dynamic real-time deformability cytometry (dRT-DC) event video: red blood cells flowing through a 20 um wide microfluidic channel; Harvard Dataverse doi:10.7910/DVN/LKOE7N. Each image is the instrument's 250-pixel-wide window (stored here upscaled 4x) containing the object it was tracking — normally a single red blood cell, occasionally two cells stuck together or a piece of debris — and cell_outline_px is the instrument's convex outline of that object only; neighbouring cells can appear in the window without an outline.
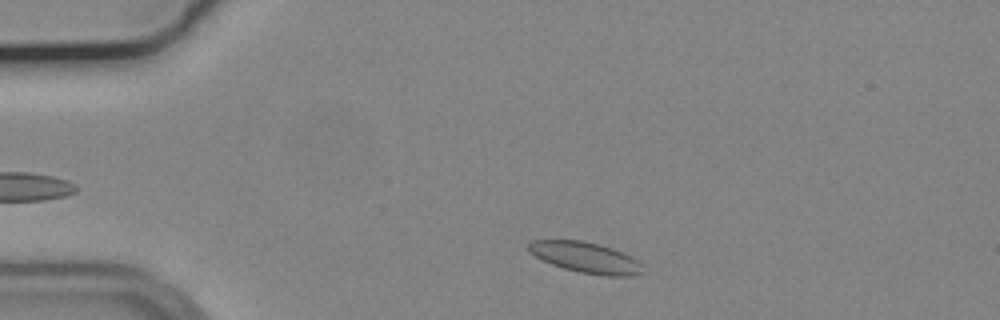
{"species": "common noctule bat (a hibernating species)", "species_latin": "Nyctalus noctula", "temperature_condition": "cold", "stored_images_in_passage": 42, "camera_frame_rate_fps": 3000, "um_per_image_px": 0.085, "animal": {"sex": "male", "body_mass_g": 19.2, "forearm_length_mm": 51.8}, "frame": {"image": 1, "passage_image": 4, "time_ms": 1.0, "image_size_px": [1000, 320], "cell_outline_px": [[644, 264], [640, 272], [632, 276], [604, 276], [580, 272], [564, 268], [552, 264], [528, 252], [528, 244], [532, 240], [584, 240], [600, 244], [612, 248], [632, 256], [640, 260]], "centroid_in_image_um": [49.82, 21.88], "position_along_channel_um": 35.2, "area_um2": 20.58}}
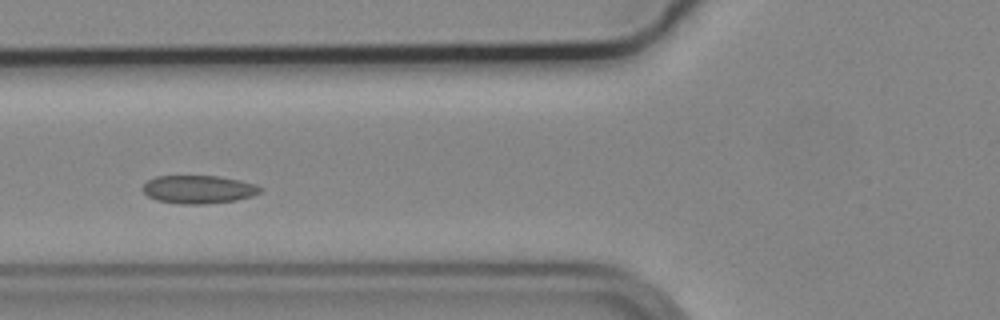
{"frame": {"image": 2, "passage_image": 14, "time_ms": 4.333, "image_size_px": [1000, 320], "cell_outline_px": [[264, 188], [260, 192], [252, 196], [236, 200], [204, 204], [180, 204], [156, 200], [148, 196], [144, 192], [144, 184], [148, 180], [156, 176], [220, 176], [240, 180], [256, 184]], "centroid_in_image_um": [16.9, 16.1], "position_along_channel_um": 108.9, "area_um2": 19.31}}
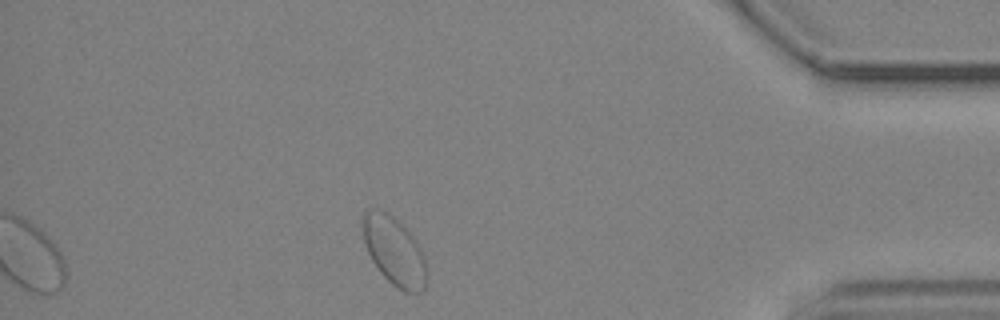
{"frame": {"image": 3, "passage_image": 42, "time_ms": 13.667, "image_size_px": [1000, 320], "cell_outline_px": [[428, 272], [424, 288], [420, 292], [404, 292], [396, 288], [380, 272], [372, 260], [364, 244], [364, 212], [372, 208], [376, 208], [392, 216], [416, 240], [424, 256]], "centroid_in_image_um": [33.54, 21.39], "position_along_channel_um": 401.7, "area_um2": 25.14}}